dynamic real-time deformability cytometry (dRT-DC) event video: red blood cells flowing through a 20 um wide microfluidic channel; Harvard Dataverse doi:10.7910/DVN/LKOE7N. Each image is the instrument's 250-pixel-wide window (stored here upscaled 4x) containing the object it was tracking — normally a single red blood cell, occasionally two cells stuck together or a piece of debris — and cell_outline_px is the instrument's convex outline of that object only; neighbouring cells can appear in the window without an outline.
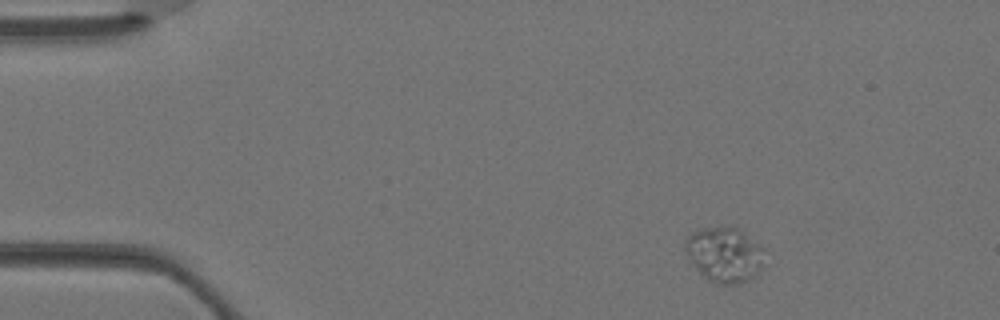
{"species": "Egyptian fruit bat (a non-hibernating species)", "species_latin": "Rousettus aegyptiacus", "temperature_condition": "warm", "stored_images_in_passage": 2, "camera_frame_rate_fps": 3000, "um_per_image_px": 0.085, "animal": {"sex": "female"}, "frame": {"image": 1, "passage_image": 1, "time_ms": 0.0, "image_size_px": [1000, 320], "cell_outline_px": [[772, 252], [760, 268], [748, 280], [740, 284], [716, 284], [708, 280], [688, 260], [684, 248], [684, 240], [692, 232], [700, 228], [728, 224], [736, 224], [768, 248]], "centroid_in_image_um": [61.67, 21.56], "position_along_channel_um": 23.3, "area_um2": 27.11}}
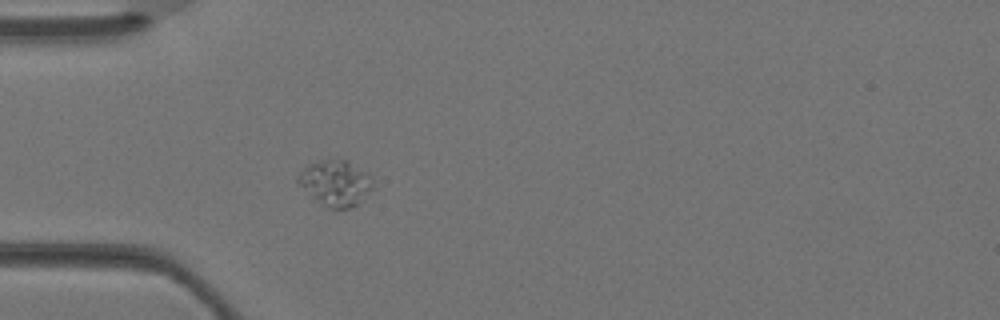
{"frame": {"image": 2, "passage_image": 2, "time_ms": 0.333, "image_size_px": [1000, 320], "cell_outline_px": [[376, 188], [352, 208], [332, 208], [320, 204], [296, 180], [296, 176], [308, 164], [320, 160], [340, 156], [348, 160], [368, 172], [372, 176]], "centroid_in_image_um": [28.59, 15.51], "position_along_channel_um": 56.4, "area_um2": 20.52}}